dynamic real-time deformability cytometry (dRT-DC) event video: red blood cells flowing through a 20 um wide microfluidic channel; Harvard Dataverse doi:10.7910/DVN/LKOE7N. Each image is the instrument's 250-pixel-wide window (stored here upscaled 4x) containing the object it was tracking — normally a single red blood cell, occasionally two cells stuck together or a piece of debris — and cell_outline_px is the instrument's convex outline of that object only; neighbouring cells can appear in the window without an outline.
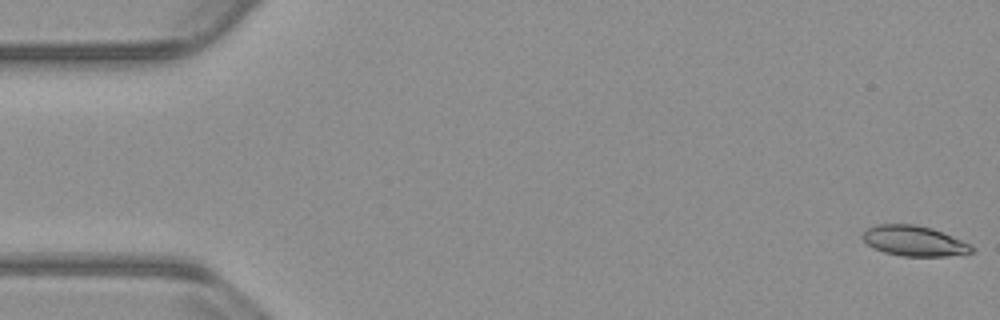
{"species": "common noctule bat (a hibernating species)", "species_latin": "Nyctalus noctula", "temperature_condition": "warm", "stored_images_in_passage": 54, "camera_frame_rate_fps": 3000, "um_per_image_px": 0.085, "animal": {"sex": "male", "body_mass_g": 23.1, "forearm_length_mm": 52.7}, "frame": {"image": 1, "passage_image": 1, "time_ms": 0.0, "image_size_px": [1000, 320], "cell_outline_px": [[976, 252], [944, 256], [904, 256], [884, 252], [872, 248], [860, 236], [868, 228], [876, 224], [916, 224], [932, 228], [960, 240], [976, 248]], "centroid_in_image_um": [77.68, 20.48], "position_along_channel_um": 7.3, "area_um2": 19.19}}
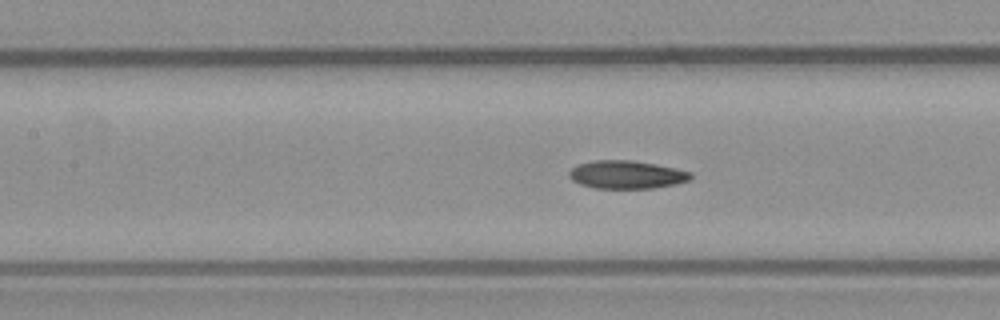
{"frame": {"image": 2, "passage_image": 24, "time_ms": 7.667, "image_size_px": [1000, 320], "cell_outline_px": [[692, 176], [688, 180], [676, 184], [652, 188], [596, 188], [580, 184], [572, 180], [568, 176], [568, 172], [576, 164], [592, 160], [632, 160], [656, 164], [676, 168], [692, 172]], "centroid_in_image_um": [53.23, 14.83], "position_along_channel_um": 154.2, "area_um2": 20.0}}
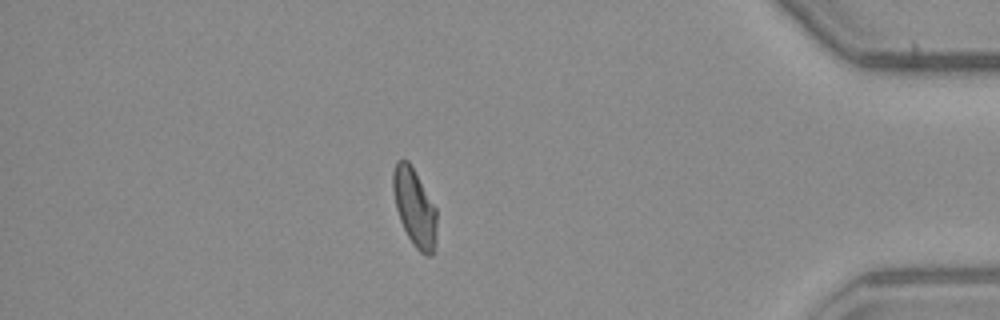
{"frame": {"image": 3, "passage_image": 47, "time_ms": 15.333, "image_size_px": [1000, 320], "cell_outline_px": [[436, 240], [432, 256], [428, 256], [420, 252], [412, 244], [400, 220], [396, 208], [392, 188], [392, 172], [396, 160], [408, 160], [436, 208]], "centroid_in_image_um": [35.22, 17.64], "position_along_channel_um": 400.0, "area_um2": 19.71}, "authors_computed_cell_mechanics": {"area_um2": 19.6809, "velocity_mm_per_s": 3.7928, "shape_relaxation_time_tau1_ms": null, "shape_relaxation_time_tau2_ms": 4.4244, "deformation_change_tau1": null, "deformation_change_tau2": 0.0944}}